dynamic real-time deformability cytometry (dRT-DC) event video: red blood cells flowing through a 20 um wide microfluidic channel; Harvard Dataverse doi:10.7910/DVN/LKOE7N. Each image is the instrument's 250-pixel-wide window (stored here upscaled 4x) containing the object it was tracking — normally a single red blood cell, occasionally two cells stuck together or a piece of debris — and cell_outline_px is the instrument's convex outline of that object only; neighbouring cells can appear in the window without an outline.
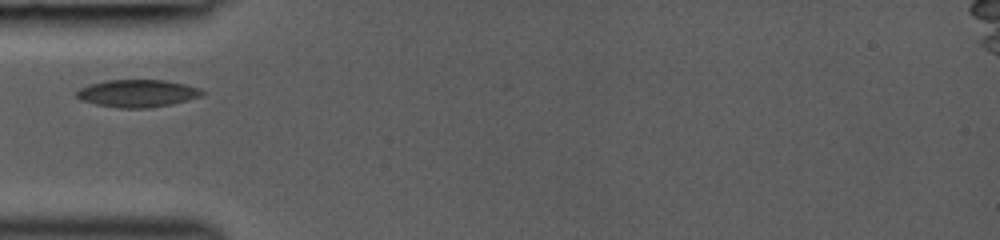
{"species": "common noctule bat (a hibernating species)", "species_latin": "Nyctalus noctula", "temperature_condition": "room temperature", "stored_images_in_passage": 24, "camera_frame_rate_fps": 3000, "um_per_image_px": 0.085, "animal": {"sex": "female", "body_mass_g": 19.0, "forearm_length_mm": 53.3}, "frame": {"image": 1, "passage_image": 1, "time_ms": 0.0, "image_size_px": [1000, 240], "cell_outline_px": [[208, 92], [204, 96], [172, 104], [148, 108], [120, 108], [96, 104], [80, 100], [76, 96], [76, 92], [80, 88], [92, 84], [108, 80], [164, 80], [184, 84], [200, 88]], "centroid_in_image_um": [11.75, 7.94], "position_along_channel_um": 73.3, "area_um2": 20.17}}
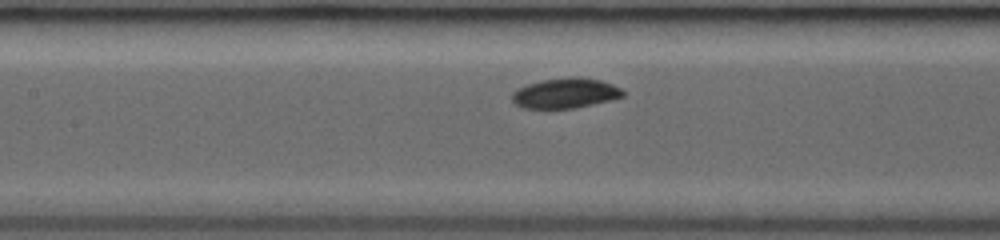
{"frame": {"image": 2, "passage_image": 11, "time_ms": 2.0, "image_size_px": [1000, 240], "cell_outline_px": [[624, 96], [576, 108], [520, 108], [512, 100], [512, 92], [528, 84], [544, 80], [580, 76], [600, 80], [612, 84], [620, 88], [624, 92]], "centroid_in_image_um": [48.05, 7.92], "position_along_channel_um": 159.3, "area_um2": 19.19}}
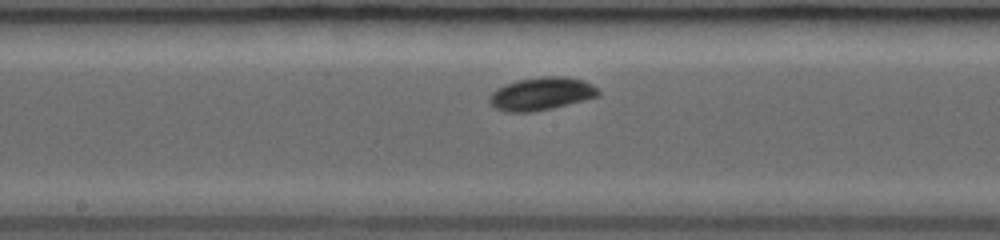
{"frame": {"image": 3, "passage_image": 16, "time_ms": 3.0, "image_size_px": [1000, 240], "cell_outline_px": [[600, 96], [552, 108], [532, 112], [504, 112], [496, 108], [488, 100], [488, 96], [496, 88], [504, 84], [516, 80], [544, 76], [564, 76], [584, 80], [600, 88]], "centroid_in_image_um": [46.02, 7.96], "position_along_channel_um": 202.2, "area_um2": 21.15}}